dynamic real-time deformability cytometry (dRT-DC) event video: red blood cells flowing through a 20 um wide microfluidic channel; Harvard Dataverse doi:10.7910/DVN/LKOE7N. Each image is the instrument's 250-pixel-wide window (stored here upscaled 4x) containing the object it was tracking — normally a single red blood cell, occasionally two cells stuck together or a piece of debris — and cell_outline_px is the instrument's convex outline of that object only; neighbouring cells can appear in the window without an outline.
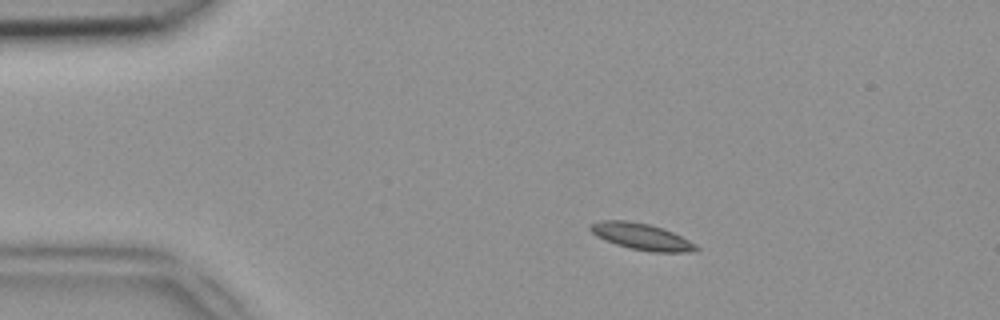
{"species": "common noctule bat (a hibernating species)", "species_latin": "Nyctalus noctula", "temperature_condition": "room temperature", "stored_images_in_passage": 48, "camera_frame_rate_fps": 3000, "um_per_image_px": 0.085, "animal": {"sex": "female", "body_mass_g": 18.4}, "frame": {"image": 1, "passage_image": 8, "time_ms": 2.333, "image_size_px": [1000, 320], "cell_outline_px": [[700, 248], [688, 252], [652, 252], [632, 248], [616, 244], [604, 240], [596, 236], [588, 228], [592, 224], [600, 220], [628, 220], [648, 224], [672, 232], [696, 244]], "centroid_in_image_um": [54.5, 20.1], "position_along_channel_um": 30.5, "area_um2": 16.07}}
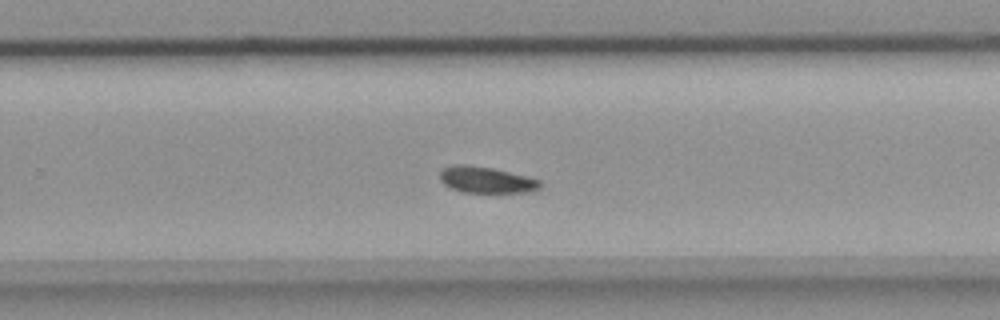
{"frame": {"image": 2, "passage_image": 31, "time_ms": 10.0, "image_size_px": [1000, 320], "cell_outline_px": [[540, 188], [524, 192], [460, 192], [444, 184], [440, 180], [440, 172], [444, 168], [452, 164], [468, 164], [492, 168], [540, 180]], "centroid_in_image_um": [41.26, 15.28], "position_along_channel_um": 288.5, "area_um2": 15.14}}
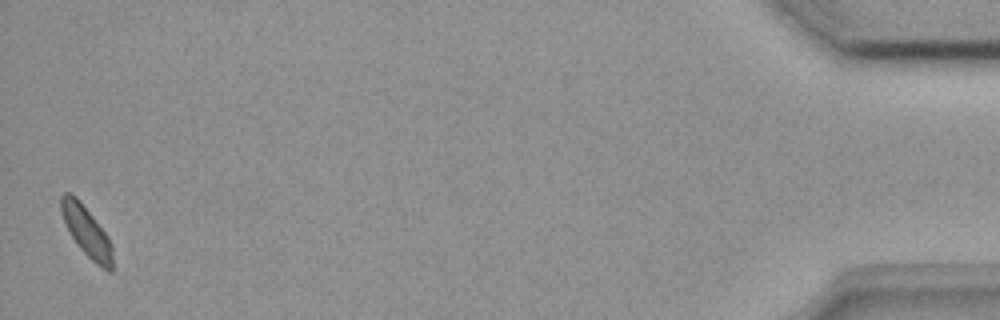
{"frame": {"image": 3, "passage_image": 48, "time_ms": 15.667, "image_size_px": [1000, 320], "cell_outline_px": [[112, 272], [108, 272], [96, 264], [80, 248], [72, 236], [64, 220], [60, 208], [60, 196], [64, 192], [68, 192], [76, 196], [80, 200], [108, 236], [112, 248]], "centroid_in_image_um": [7.36, 19.65], "position_along_channel_um": 427.8, "area_um2": 14.85}}